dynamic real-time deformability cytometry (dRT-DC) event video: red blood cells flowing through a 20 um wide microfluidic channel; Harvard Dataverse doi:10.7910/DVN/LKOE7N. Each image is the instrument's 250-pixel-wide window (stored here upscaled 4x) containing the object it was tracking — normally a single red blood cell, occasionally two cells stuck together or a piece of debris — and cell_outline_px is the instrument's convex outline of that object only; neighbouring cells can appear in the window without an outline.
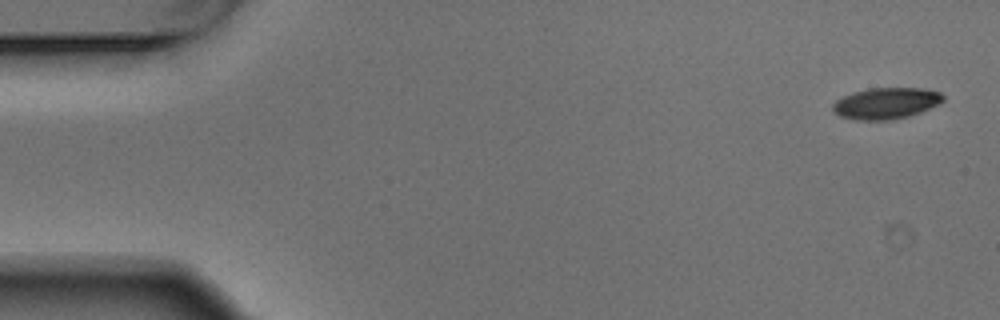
{"species": "Egyptian fruit bat (a non-hibernating species)", "species_latin": "Rousettus aegyptiacus", "temperature_condition": "warm", "stored_images_in_passage": 4, "camera_frame_rate_fps": 3000, "um_per_image_px": 0.085, "animal": {"sex": "male"}, "frame": {"image": 1, "passage_image": 1, "time_ms": 0.0, "image_size_px": [1000, 320], "cell_outline_px": [[944, 100], [940, 104], [920, 112], [908, 116], [892, 120], [856, 120], [840, 116], [832, 108], [832, 104], [836, 100], [852, 92], [868, 88], [924, 88], [940, 92], [944, 96]], "centroid_in_image_um": [75.33, 8.77], "position_along_channel_um": 9.7, "area_um2": 20.23}}
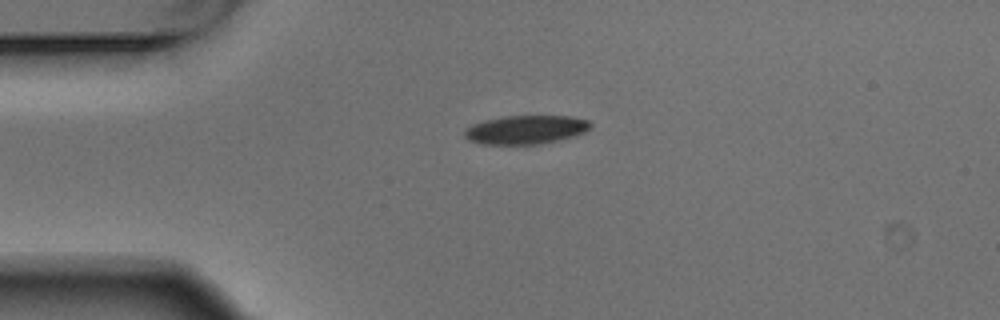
{"frame": {"image": 2, "passage_image": 4, "time_ms": 1.0, "image_size_px": [1000, 320], "cell_outline_px": [[592, 124], [584, 132], [572, 136], [556, 140], [536, 144], [484, 144], [468, 140], [464, 136], [464, 128], [472, 124], [484, 120], [504, 116], [572, 116], [588, 120]], "centroid_in_image_um": [44.64, 11.01], "position_along_channel_um": 40.4, "area_um2": 20.92}}